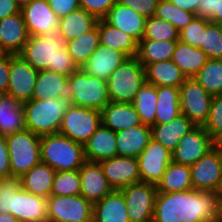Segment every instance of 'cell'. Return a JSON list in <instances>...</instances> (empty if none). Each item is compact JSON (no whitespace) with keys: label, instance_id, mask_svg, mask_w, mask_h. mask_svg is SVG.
Returning <instances> with one entry per match:
<instances>
[{"label":"cell","instance_id":"9f6ffc18","mask_svg":"<svg viewBox=\"0 0 222 222\" xmlns=\"http://www.w3.org/2000/svg\"><path fill=\"white\" fill-rule=\"evenodd\" d=\"M18 13L21 8L15 0H0V20Z\"/></svg>","mask_w":222,"mask_h":222},{"label":"cell","instance_id":"1f68e13d","mask_svg":"<svg viewBox=\"0 0 222 222\" xmlns=\"http://www.w3.org/2000/svg\"><path fill=\"white\" fill-rule=\"evenodd\" d=\"M55 173L48 164L40 162L20 177L21 187L32 194L48 198Z\"/></svg>","mask_w":222,"mask_h":222},{"label":"cell","instance_id":"8d00e7d4","mask_svg":"<svg viewBox=\"0 0 222 222\" xmlns=\"http://www.w3.org/2000/svg\"><path fill=\"white\" fill-rule=\"evenodd\" d=\"M177 41L141 39L138 42L137 59L145 66L158 61L171 60Z\"/></svg>","mask_w":222,"mask_h":222},{"label":"cell","instance_id":"4dcf8cb0","mask_svg":"<svg viewBox=\"0 0 222 222\" xmlns=\"http://www.w3.org/2000/svg\"><path fill=\"white\" fill-rule=\"evenodd\" d=\"M146 82L154 86L179 88L187 79L180 68L172 61H158L145 66Z\"/></svg>","mask_w":222,"mask_h":222},{"label":"cell","instance_id":"7c38bea8","mask_svg":"<svg viewBox=\"0 0 222 222\" xmlns=\"http://www.w3.org/2000/svg\"><path fill=\"white\" fill-rule=\"evenodd\" d=\"M214 147V139L203 126H195L178 142L172 151V161L192 166Z\"/></svg>","mask_w":222,"mask_h":222},{"label":"cell","instance_id":"ee69618b","mask_svg":"<svg viewBox=\"0 0 222 222\" xmlns=\"http://www.w3.org/2000/svg\"><path fill=\"white\" fill-rule=\"evenodd\" d=\"M199 48L205 52L208 59H222V34L217 23L207 24Z\"/></svg>","mask_w":222,"mask_h":222},{"label":"cell","instance_id":"7402d4cb","mask_svg":"<svg viewBox=\"0 0 222 222\" xmlns=\"http://www.w3.org/2000/svg\"><path fill=\"white\" fill-rule=\"evenodd\" d=\"M128 58L125 53L100 44L81 69L93 77L107 80Z\"/></svg>","mask_w":222,"mask_h":222},{"label":"cell","instance_id":"7a4b0ae2","mask_svg":"<svg viewBox=\"0 0 222 222\" xmlns=\"http://www.w3.org/2000/svg\"><path fill=\"white\" fill-rule=\"evenodd\" d=\"M71 106V101L63 98L26 101L23 103L25 127L39 136L57 134L63 115Z\"/></svg>","mask_w":222,"mask_h":222},{"label":"cell","instance_id":"ffe728a7","mask_svg":"<svg viewBox=\"0 0 222 222\" xmlns=\"http://www.w3.org/2000/svg\"><path fill=\"white\" fill-rule=\"evenodd\" d=\"M68 77L69 76L48 69L40 70L38 72L32 99L50 100L63 98L72 103V91L68 82Z\"/></svg>","mask_w":222,"mask_h":222},{"label":"cell","instance_id":"5bb4252c","mask_svg":"<svg viewBox=\"0 0 222 222\" xmlns=\"http://www.w3.org/2000/svg\"><path fill=\"white\" fill-rule=\"evenodd\" d=\"M141 182L157 185L172 161V153L161 143L150 139L137 157Z\"/></svg>","mask_w":222,"mask_h":222},{"label":"cell","instance_id":"d4e9b609","mask_svg":"<svg viewBox=\"0 0 222 222\" xmlns=\"http://www.w3.org/2000/svg\"><path fill=\"white\" fill-rule=\"evenodd\" d=\"M101 121L104 126L115 132L142 124L132 103L111 101L101 110Z\"/></svg>","mask_w":222,"mask_h":222},{"label":"cell","instance_id":"5b68a950","mask_svg":"<svg viewBox=\"0 0 222 222\" xmlns=\"http://www.w3.org/2000/svg\"><path fill=\"white\" fill-rule=\"evenodd\" d=\"M40 142L41 136L27 129L6 136L11 176L20 178L41 162Z\"/></svg>","mask_w":222,"mask_h":222},{"label":"cell","instance_id":"8992f818","mask_svg":"<svg viewBox=\"0 0 222 222\" xmlns=\"http://www.w3.org/2000/svg\"><path fill=\"white\" fill-rule=\"evenodd\" d=\"M72 105L101 111L109 102L107 81L85 73L81 68L68 77Z\"/></svg>","mask_w":222,"mask_h":222},{"label":"cell","instance_id":"680465c9","mask_svg":"<svg viewBox=\"0 0 222 222\" xmlns=\"http://www.w3.org/2000/svg\"><path fill=\"white\" fill-rule=\"evenodd\" d=\"M222 21V0H218L217 12L210 19V22L219 23Z\"/></svg>","mask_w":222,"mask_h":222},{"label":"cell","instance_id":"30bf717a","mask_svg":"<svg viewBox=\"0 0 222 222\" xmlns=\"http://www.w3.org/2000/svg\"><path fill=\"white\" fill-rule=\"evenodd\" d=\"M181 114L196 126L207 122L213 96L209 94L195 78H187L179 87Z\"/></svg>","mask_w":222,"mask_h":222},{"label":"cell","instance_id":"44dd1931","mask_svg":"<svg viewBox=\"0 0 222 222\" xmlns=\"http://www.w3.org/2000/svg\"><path fill=\"white\" fill-rule=\"evenodd\" d=\"M28 38L22 13L0 20V53L19 54Z\"/></svg>","mask_w":222,"mask_h":222},{"label":"cell","instance_id":"60d3db41","mask_svg":"<svg viewBox=\"0 0 222 222\" xmlns=\"http://www.w3.org/2000/svg\"><path fill=\"white\" fill-rule=\"evenodd\" d=\"M155 16L168 21L175 26L176 30L179 32L196 17V14L184 11L167 0H159Z\"/></svg>","mask_w":222,"mask_h":222},{"label":"cell","instance_id":"f546056e","mask_svg":"<svg viewBox=\"0 0 222 222\" xmlns=\"http://www.w3.org/2000/svg\"><path fill=\"white\" fill-rule=\"evenodd\" d=\"M98 37L101 45L125 53L128 57H135L138 51V42L130 35L111 26L104 19L97 22Z\"/></svg>","mask_w":222,"mask_h":222},{"label":"cell","instance_id":"4fadbf2b","mask_svg":"<svg viewBox=\"0 0 222 222\" xmlns=\"http://www.w3.org/2000/svg\"><path fill=\"white\" fill-rule=\"evenodd\" d=\"M38 72L19 54H10L9 85L6 94L21 103L31 100Z\"/></svg>","mask_w":222,"mask_h":222},{"label":"cell","instance_id":"e575fe53","mask_svg":"<svg viewBox=\"0 0 222 222\" xmlns=\"http://www.w3.org/2000/svg\"><path fill=\"white\" fill-rule=\"evenodd\" d=\"M157 105L155 124H165L181 115L179 88L156 86Z\"/></svg>","mask_w":222,"mask_h":222},{"label":"cell","instance_id":"c3c4849f","mask_svg":"<svg viewBox=\"0 0 222 222\" xmlns=\"http://www.w3.org/2000/svg\"><path fill=\"white\" fill-rule=\"evenodd\" d=\"M78 69L79 68L74 63L72 57L69 55L66 46L63 49L56 51L55 67H49V70L66 76H70Z\"/></svg>","mask_w":222,"mask_h":222},{"label":"cell","instance_id":"6f0895ef","mask_svg":"<svg viewBox=\"0 0 222 222\" xmlns=\"http://www.w3.org/2000/svg\"><path fill=\"white\" fill-rule=\"evenodd\" d=\"M175 6L183 9L184 11H189L197 16V7L199 0H167Z\"/></svg>","mask_w":222,"mask_h":222},{"label":"cell","instance_id":"003e7915","mask_svg":"<svg viewBox=\"0 0 222 222\" xmlns=\"http://www.w3.org/2000/svg\"><path fill=\"white\" fill-rule=\"evenodd\" d=\"M217 24H218L219 29H220V32H221V34H222V21H221V22H219V23H217Z\"/></svg>","mask_w":222,"mask_h":222},{"label":"cell","instance_id":"ac0fdd59","mask_svg":"<svg viewBox=\"0 0 222 222\" xmlns=\"http://www.w3.org/2000/svg\"><path fill=\"white\" fill-rule=\"evenodd\" d=\"M10 214L21 222H48L47 198L21 187L13 197Z\"/></svg>","mask_w":222,"mask_h":222},{"label":"cell","instance_id":"db71d44e","mask_svg":"<svg viewBox=\"0 0 222 222\" xmlns=\"http://www.w3.org/2000/svg\"><path fill=\"white\" fill-rule=\"evenodd\" d=\"M11 176L6 136L0 134V178Z\"/></svg>","mask_w":222,"mask_h":222},{"label":"cell","instance_id":"52a82bcc","mask_svg":"<svg viewBox=\"0 0 222 222\" xmlns=\"http://www.w3.org/2000/svg\"><path fill=\"white\" fill-rule=\"evenodd\" d=\"M65 46L60 31L51 30L43 36H29L19 55L34 69L49 70V67H55L56 51Z\"/></svg>","mask_w":222,"mask_h":222},{"label":"cell","instance_id":"681fc988","mask_svg":"<svg viewBox=\"0 0 222 222\" xmlns=\"http://www.w3.org/2000/svg\"><path fill=\"white\" fill-rule=\"evenodd\" d=\"M81 8L95 16L98 20L104 19L116 0H79Z\"/></svg>","mask_w":222,"mask_h":222},{"label":"cell","instance_id":"be15d7a7","mask_svg":"<svg viewBox=\"0 0 222 222\" xmlns=\"http://www.w3.org/2000/svg\"><path fill=\"white\" fill-rule=\"evenodd\" d=\"M16 3L22 8L23 6L29 4L32 0H15Z\"/></svg>","mask_w":222,"mask_h":222},{"label":"cell","instance_id":"484cf974","mask_svg":"<svg viewBox=\"0 0 222 222\" xmlns=\"http://www.w3.org/2000/svg\"><path fill=\"white\" fill-rule=\"evenodd\" d=\"M93 222H130L126 201L120 190H113L93 204Z\"/></svg>","mask_w":222,"mask_h":222},{"label":"cell","instance_id":"91938a15","mask_svg":"<svg viewBox=\"0 0 222 222\" xmlns=\"http://www.w3.org/2000/svg\"><path fill=\"white\" fill-rule=\"evenodd\" d=\"M0 222H21L17 218H15L12 214H0Z\"/></svg>","mask_w":222,"mask_h":222},{"label":"cell","instance_id":"ab89813d","mask_svg":"<svg viewBox=\"0 0 222 222\" xmlns=\"http://www.w3.org/2000/svg\"><path fill=\"white\" fill-rule=\"evenodd\" d=\"M194 78L212 96L222 95V59H208Z\"/></svg>","mask_w":222,"mask_h":222},{"label":"cell","instance_id":"816d5d0a","mask_svg":"<svg viewBox=\"0 0 222 222\" xmlns=\"http://www.w3.org/2000/svg\"><path fill=\"white\" fill-rule=\"evenodd\" d=\"M47 2L59 19L81 8L79 0H47Z\"/></svg>","mask_w":222,"mask_h":222},{"label":"cell","instance_id":"94428289","mask_svg":"<svg viewBox=\"0 0 222 222\" xmlns=\"http://www.w3.org/2000/svg\"><path fill=\"white\" fill-rule=\"evenodd\" d=\"M215 222H222V200H218Z\"/></svg>","mask_w":222,"mask_h":222},{"label":"cell","instance_id":"74e56055","mask_svg":"<svg viewBox=\"0 0 222 222\" xmlns=\"http://www.w3.org/2000/svg\"><path fill=\"white\" fill-rule=\"evenodd\" d=\"M133 106L137 110L143 125L152 127L155 125L157 92L156 86L145 82L136 93Z\"/></svg>","mask_w":222,"mask_h":222},{"label":"cell","instance_id":"8fae6325","mask_svg":"<svg viewBox=\"0 0 222 222\" xmlns=\"http://www.w3.org/2000/svg\"><path fill=\"white\" fill-rule=\"evenodd\" d=\"M120 191L126 201L130 222H152L158 192L156 185L138 182L130 184Z\"/></svg>","mask_w":222,"mask_h":222},{"label":"cell","instance_id":"f907efd6","mask_svg":"<svg viewBox=\"0 0 222 222\" xmlns=\"http://www.w3.org/2000/svg\"><path fill=\"white\" fill-rule=\"evenodd\" d=\"M159 0H116L117 3L132 8L145 18L155 15Z\"/></svg>","mask_w":222,"mask_h":222},{"label":"cell","instance_id":"11a10c76","mask_svg":"<svg viewBox=\"0 0 222 222\" xmlns=\"http://www.w3.org/2000/svg\"><path fill=\"white\" fill-rule=\"evenodd\" d=\"M218 0H199L197 17L210 20L217 12Z\"/></svg>","mask_w":222,"mask_h":222},{"label":"cell","instance_id":"cb8c5ba5","mask_svg":"<svg viewBox=\"0 0 222 222\" xmlns=\"http://www.w3.org/2000/svg\"><path fill=\"white\" fill-rule=\"evenodd\" d=\"M83 146L87 161L101 162L118 156L116 132L102 123Z\"/></svg>","mask_w":222,"mask_h":222},{"label":"cell","instance_id":"6125c7cd","mask_svg":"<svg viewBox=\"0 0 222 222\" xmlns=\"http://www.w3.org/2000/svg\"><path fill=\"white\" fill-rule=\"evenodd\" d=\"M215 195L217 196L218 200H222V178H221L219 185L215 191Z\"/></svg>","mask_w":222,"mask_h":222},{"label":"cell","instance_id":"83f0119b","mask_svg":"<svg viewBox=\"0 0 222 222\" xmlns=\"http://www.w3.org/2000/svg\"><path fill=\"white\" fill-rule=\"evenodd\" d=\"M151 138V127L143 124L116 132L118 156L137 158Z\"/></svg>","mask_w":222,"mask_h":222},{"label":"cell","instance_id":"f5cc1de1","mask_svg":"<svg viewBox=\"0 0 222 222\" xmlns=\"http://www.w3.org/2000/svg\"><path fill=\"white\" fill-rule=\"evenodd\" d=\"M10 54L0 53V95L6 94L9 85Z\"/></svg>","mask_w":222,"mask_h":222},{"label":"cell","instance_id":"d6a6232c","mask_svg":"<svg viewBox=\"0 0 222 222\" xmlns=\"http://www.w3.org/2000/svg\"><path fill=\"white\" fill-rule=\"evenodd\" d=\"M97 22L98 19L95 16L79 8L60 18L58 30L64 41L68 42L93 30Z\"/></svg>","mask_w":222,"mask_h":222},{"label":"cell","instance_id":"277c9868","mask_svg":"<svg viewBox=\"0 0 222 222\" xmlns=\"http://www.w3.org/2000/svg\"><path fill=\"white\" fill-rule=\"evenodd\" d=\"M106 81L111 102L133 103L136 93L146 82L145 67L136 56L129 57Z\"/></svg>","mask_w":222,"mask_h":222},{"label":"cell","instance_id":"7dc6e473","mask_svg":"<svg viewBox=\"0 0 222 222\" xmlns=\"http://www.w3.org/2000/svg\"><path fill=\"white\" fill-rule=\"evenodd\" d=\"M204 129L215 140L222 133V95H213Z\"/></svg>","mask_w":222,"mask_h":222},{"label":"cell","instance_id":"f35d334b","mask_svg":"<svg viewBox=\"0 0 222 222\" xmlns=\"http://www.w3.org/2000/svg\"><path fill=\"white\" fill-rule=\"evenodd\" d=\"M100 45L98 26L76 39L66 42L69 55L78 68H81Z\"/></svg>","mask_w":222,"mask_h":222},{"label":"cell","instance_id":"f6af8a7d","mask_svg":"<svg viewBox=\"0 0 222 222\" xmlns=\"http://www.w3.org/2000/svg\"><path fill=\"white\" fill-rule=\"evenodd\" d=\"M210 20L195 17L184 29L178 32V40L199 48L201 46L203 32Z\"/></svg>","mask_w":222,"mask_h":222},{"label":"cell","instance_id":"9c48e42d","mask_svg":"<svg viewBox=\"0 0 222 222\" xmlns=\"http://www.w3.org/2000/svg\"><path fill=\"white\" fill-rule=\"evenodd\" d=\"M101 123V111L72 105L63 115L59 134L84 144Z\"/></svg>","mask_w":222,"mask_h":222},{"label":"cell","instance_id":"03108f58","mask_svg":"<svg viewBox=\"0 0 222 222\" xmlns=\"http://www.w3.org/2000/svg\"><path fill=\"white\" fill-rule=\"evenodd\" d=\"M214 143H222V133L214 140Z\"/></svg>","mask_w":222,"mask_h":222},{"label":"cell","instance_id":"d6986e66","mask_svg":"<svg viewBox=\"0 0 222 222\" xmlns=\"http://www.w3.org/2000/svg\"><path fill=\"white\" fill-rule=\"evenodd\" d=\"M79 173L81 181L80 194L92 204L100 201L113 191L103 173L100 162L86 160L79 168Z\"/></svg>","mask_w":222,"mask_h":222},{"label":"cell","instance_id":"603a6c76","mask_svg":"<svg viewBox=\"0 0 222 222\" xmlns=\"http://www.w3.org/2000/svg\"><path fill=\"white\" fill-rule=\"evenodd\" d=\"M104 20L139 42L144 35L146 18L132 8L115 3Z\"/></svg>","mask_w":222,"mask_h":222},{"label":"cell","instance_id":"7bdbcfd3","mask_svg":"<svg viewBox=\"0 0 222 222\" xmlns=\"http://www.w3.org/2000/svg\"><path fill=\"white\" fill-rule=\"evenodd\" d=\"M142 39L177 41L178 31L171 23L154 15L146 18L145 31Z\"/></svg>","mask_w":222,"mask_h":222},{"label":"cell","instance_id":"e0dca14e","mask_svg":"<svg viewBox=\"0 0 222 222\" xmlns=\"http://www.w3.org/2000/svg\"><path fill=\"white\" fill-rule=\"evenodd\" d=\"M21 13L29 36H43L48 31L59 29L60 19L47 0H32L21 8Z\"/></svg>","mask_w":222,"mask_h":222},{"label":"cell","instance_id":"4316f807","mask_svg":"<svg viewBox=\"0 0 222 222\" xmlns=\"http://www.w3.org/2000/svg\"><path fill=\"white\" fill-rule=\"evenodd\" d=\"M195 126L191 120L181 114L168 123L152 126L151 137L172 152L177 148L181 138Z\"/></svg>","mask_w":222,"mask_h":222},{"label":"cell","instance_id":"b9f144b4","mask_svg":"<svg viewBox=\"0 0 222 222\" xmlns=\"http://www.w3.org/2000/svg\"><path fill=\"white\" fill-rule=\"evenodd\" d=\"M81 181L79 170L58 171L55 173L50 195H80Z\"/></svg>","mask_w":222,"mask_h":222},{"label":"cell","instance_id":"e7e4bbea","mask_svg":"<svg viewBox=\"0 0 222 222\" xmlns=\"http://www.w3.org/2000/svg\"><path fill=\"white\" fill-rule=\"evenodd\" d=\"M215 148L218 150L222 159V143H214Z\"/></svg>","mask_w":222,"mask_h":222},{"label":"cell","instance_id":"d590c367","mask_svg":"<svg viewBox=\"0 0 222 222\" xmlns=\"http://www.w3.org/2000/svg\"><path fill=\"white\" fill-rule=\"evenodd\" d=\"M156 188L166 193L193 189L190 166L171 161Z\"/></svg>","mask_w":222,"mask_h":222},{"label":"cell","instance_id":"6da1fadb","mask_svg":"<svg viewBox=\"0 0 222 222\" xmlns=\"http://www.w3.org/2000/svg\"><path fill=\"white\" fill-rule=\"evenodd\" d=\"M217 204L215 192H157L152 222H215Z\"/></svg>","mask_w":222,"mask_h":222},{"label":"cell","instance_id":"3957f363","mask_svg":"<svg viewBox=\"0 0 222 222\" xmlns=\"http://www.w3.org/2000/svg\"><path fill=\"white\" fill-rule=\"evenodd\" d=\"M40 154L41 162L56 172L79 170L86 161L83 144L59 133L41 136Z\"/></svg>","mask_w":222,"mask_h":222},{"label":"cell","instance_id":"9a60e30c","mask_svg":"<svg viewBox=\"0 0 222 222\" xmlns=\"http://www.w3.org/2000/svg\"><path fill=\"white\" fill-rule=\"evenodd\" d=\"M193 189L215 192L222 178V159L215 146L190 166Z\"/></svg>","mask_w":222,"mask_h":222},{"label":"cell","instance_id":"bcb514c9","mask_svg":"<svg viewBox=\"0 0 222 222\" xmlns=\"http://www.w3.org/2000/svg\"><path fill=\"white\" fill-rule=\"evenodd\" d=\"M21 188L19 177L9 176L0 178V214L10 213L13 197Z\"/></svg>","mask_w":222,"mask_h":222},{"label":"cell","instance_id":"836d02e7","mask_svg":"<svg viewBox=\"0 0 222 222\" xmlns=\"http://www.w3.org/2000/svg\"><path fill=\"white\" fill-rule=\"evenodd\" d=\"M171 60L180 68L186 78H194L206 64L208 58L202 49L177 40Z\"/></svg>","mask_w":222,"mask_h":222},{"label":"cell","instance_id":"f1b7e54d","mask_svg":"<svg viewBox=\"0 0 222 222\" xmlns=\"http://www.w3.org/2000/svg\"><path fill=\"white\" fill-rule=\"evenodd\" d=\"M25 129L23 103L8 94L0 95V134L7 136Z\"/></svg>","mask_w":222,"mask_h":222},{"label":"cell","instance_id":"ba28073f","mask_svg":"<svg viewBox=\"0 0 222 222\" xmlns=\"http://www.w3.org/2000/svg\"><path fill=\"white\" fill-rule=\"evenodd\" d=\"M48 222H93V204L80 195H50Z\"/></svg>","mask_w":222,"mask_h":222},{"label":"cell","instance_id":"2e32d148","mask_svg":"<svg viewBox=\"0 0 222 222\" xmlns=\"http://www.w3.org/2000/svg\"><path fill=\"white\" fill-rule=\"evenodd\" d=\"M100 165L113 190L141 182L138 160L135 157L115 156L101 161Z\"/></svg>","mask_w":222,"mask_h":222}]
</instances>
